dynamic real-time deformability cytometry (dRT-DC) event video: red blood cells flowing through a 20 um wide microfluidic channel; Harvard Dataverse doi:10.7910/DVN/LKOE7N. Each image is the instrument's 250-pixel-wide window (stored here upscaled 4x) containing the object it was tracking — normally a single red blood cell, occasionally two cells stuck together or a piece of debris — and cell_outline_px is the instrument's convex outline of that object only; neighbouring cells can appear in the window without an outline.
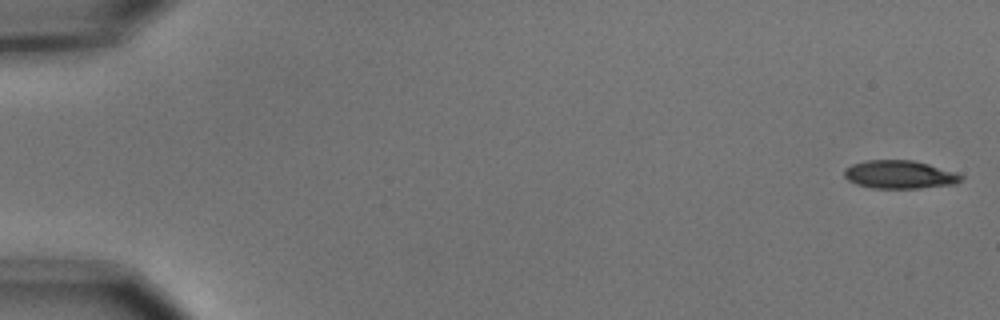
{"species": "common noctule bat (a hibernating species)", "species_latin": "Nyctalus noctula", "temperature_condition": "cold", "stored_images_in_passage": 7, "camera_frame_rate_fps": 3000, "um_per_image_px": 0.085, "animal": {"sex": "male", "body_mass_g": 15.6}, "frame": {"image": 1, "passage_image": 1, "time_ms": 0.0, "image_size_px": [1000, 320], "cell_outline_px": [[964, 176], [956, 184], [920, 188], [872, 188], [856, 184], [848, 180], [844, 176], [844, 168], [852, 164], [864, 160], [912, 160], [928, 164], [956, 172]], "centroid_in_image_um": [76.45, 14.83], "position_along_channel_um": 8.6, "area_um2": 19.25}}
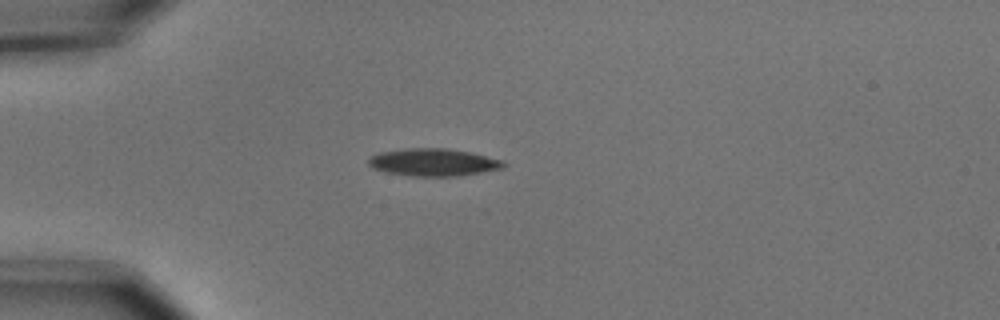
{"frame": {"image": 2, "passage_image": 5, "time_ms": 1.333, "image_size_px": [1000, 320], "cell_outline_px": [[508, 164], [504, 168], [460, 176], [412, 176], [384, 172], [372, 168], [368, 164], [368, 156], [380, 152], [408, 148], [448, 148], [468, 152], [504, 160]], "centroid_in_image_um": [36.83, 13.8], "position_along_channel_um": 48.2, "area_um2": 21.85}}
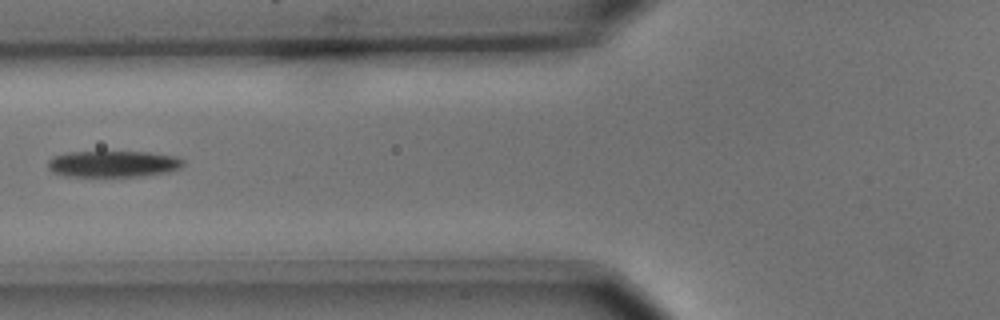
{"frame": {"image": 3, "passage_image": 7, "time_ms": 2.0, "image_size_px": [1000, 320], "cell_outline_px": [[184, 164], [180, 168], [168, 172], [144, 176], [68, 176], [52, 172], [48, 168], [48, 160], [52, 156], [68, 152], [148, 152], [176, 156], [184, 160]], "centroid_in_image_um": [9.63, 13.93], "position_along_channel_um": 116.2, "area_um2": 20.87}}